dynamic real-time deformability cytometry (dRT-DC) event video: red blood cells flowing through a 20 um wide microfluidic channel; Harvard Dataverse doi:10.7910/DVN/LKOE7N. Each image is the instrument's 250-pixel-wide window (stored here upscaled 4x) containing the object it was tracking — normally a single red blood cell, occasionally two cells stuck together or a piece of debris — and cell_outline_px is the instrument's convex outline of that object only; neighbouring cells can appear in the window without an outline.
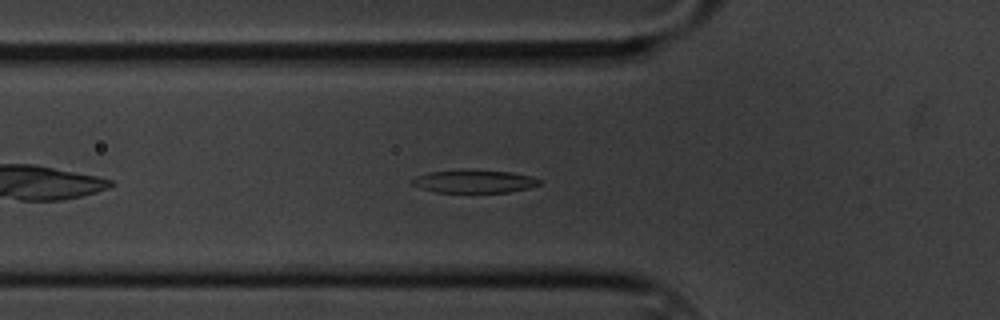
{"species": "common noctule bat (a hibernating species)", "species_latin": "Nyctalus noctula", "temperature_condition": "cold", "stored_images_in_passage": 48, "camera_frame_rate_fps": 3000, "um_per_image_px": 0.085, "animal": {"sex": "male", "body_mass_g": 20.1, "forearm_length_mm": 53.5}, "frame": {"image": 1, "passage_image": 8, "time_ms": 2.333, "image_size_px": [1000, 320], "cell_outline_px": [[544, 180], [540, 184], [528, 188], [508, 192], [436, 192], [420, 188], [412, 184], [408, 180], [416, 176], [428, 172], [468, 168], [508, 172], [532, 176]], "centroid_in_image_um": [40.28, 15.39], "position_along_channel_um": 85.5, "area_um2": 17.46}}
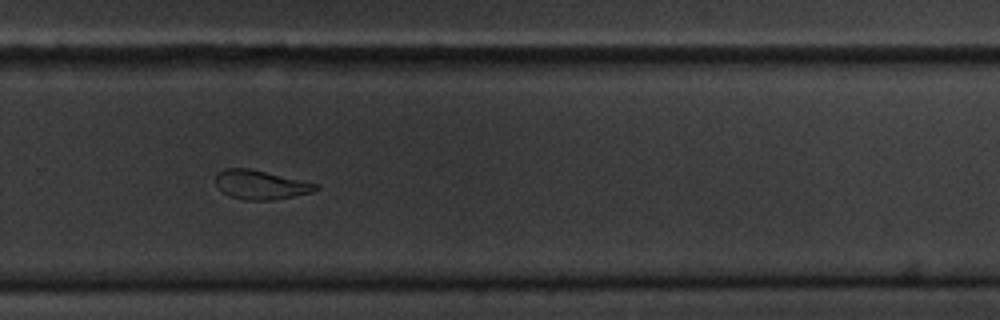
{"frame": {"image": 2, "passage_image": 28, "time_ms": 9.0, "image_size_px": [1000, 320], "cell_outline_px": [[320, 188], [312, 192], [272, 200], [248, 200], [228, 196], [216, 184], [216, 172], [224, 168], [248, 168], [320, 184]], "centroid_in_image_um": [22.16, 15.7], "position_along_channel_um": 307.6, "area_um2": 16.88}}
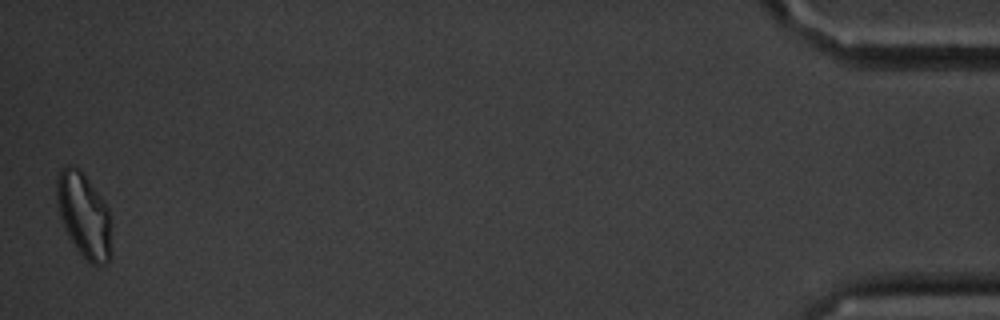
{"frame": {"image": 3, "passage_image": 47, "time_ms": 15.333, "image_size_px": [1000, 320], "cell_outline_px": [[112, 256], [108, 264], [92, 264], [84, 260], [68, 236], [64, 228], [56, 204], [56, 176], [68, 164], [80, 168], [84, 172], [108, 208], [112, 224]], "centroid_in_image_um": [7.16, 18.33], "position_along_channel_um": 428.0, "area_um2": 27.8}, "authors_computed_cell_mechanics": {"area_um2": 18.5538, "velocity_mm_per_s": 3.3259, "shape_relaxation_time_tau1_ms": 2.9569, "shape_relaxation_time_tau2_ms": 5.5537, "deformation_change_tau1": 0.1392, "deformation_change_tau2": 0.1239}}